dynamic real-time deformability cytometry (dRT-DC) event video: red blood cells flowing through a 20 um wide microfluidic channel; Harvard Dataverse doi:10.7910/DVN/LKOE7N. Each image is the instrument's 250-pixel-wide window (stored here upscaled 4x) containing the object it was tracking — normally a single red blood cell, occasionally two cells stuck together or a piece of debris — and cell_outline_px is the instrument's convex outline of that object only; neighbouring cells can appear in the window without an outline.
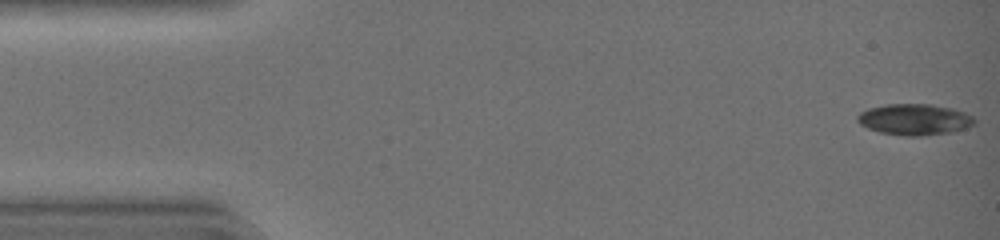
{"species": "common noctule bat (a hibernating species)", "species_latin": "Nyctalus noctula", "temperature_condition": "warm", "stored_images_in_passage": 43, "camera_frame_rate_fps": 3000, "um_per_image_px": 0.085, "animal": {"sex": "female", "body_mass_g": 19.0, "forearm_length_mm": 51.5}, "frame": {"image": 1, "passage_image": 1, "time_ms": 0.0, "image_size_px": [1000, 240], "cell_outline_px": [[976, 124], [964, 128], [948, 132], [920, 136], [904, 136], [880, 132], [868, 128], [860, 124], [856, 120], [856, 116], [860, 112], [868, 108], [888, 104], [932, 104], [952, 108], [964, 112], [972, 116], [976, 120]], "centroid_in_image_um": [77.71, 10.15], "position_along_channel_um": 7.3, "area_um2": 21.21}}
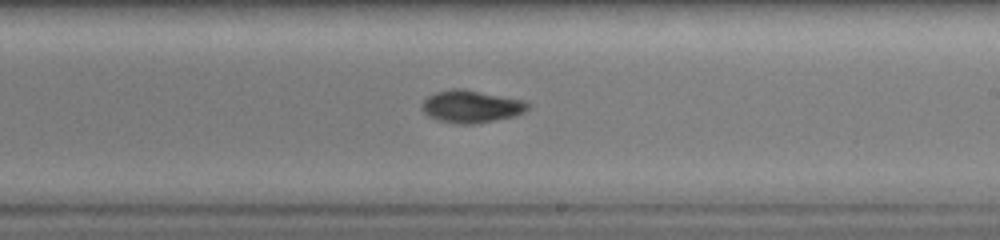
{"frame": {"image": 2, "passage_image": 26, "time_ms": 8.333, "image_size_px": [1000, 240], "cell_outline_px": [[532, 108], [516, 116], [476, 124], [456, 124], [436, 120], [428, 116], [420, 108], [420, 104], [428, 96], [436, 92], [452, 88], [464, 88], [528, 100], [532, 104]], "centroid_in_image_um": [40.12, 9.04], "position_along_channel_um": 248.9, "area_um2": 20.81}}
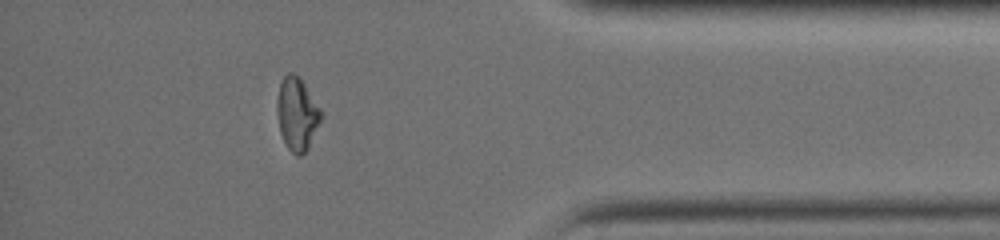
{"frame": {"image": 3, "passage_image": 38, "time_ms": 12.333, "image_size_px": [1000, 240], "cell_outline_px": [[324, 116], [308, 148], [300, 156], [296, 156], [288, 148], [280, 132], [276, 112], [276, 100], [280, 84], [284, 76], [288, 72], [292, 72], [300, 76], [324, 112]], "centroid_in_image_um": [25.27, 9.65], "position_along_channel_um": 409.9, "area_um2": 19.19}, "authors_computed_cell_mechanics": {"area_um2": 20.1144, "velocity_mm_per_s": 4.4698, "shape_relaxation_time_tau1_ms": 5.7956, "shape_relaxation_time_tau2_ms": 7.1878, "deformation_change_tau1": 0.2649, "deformation_change_tau2": 0.0995}}